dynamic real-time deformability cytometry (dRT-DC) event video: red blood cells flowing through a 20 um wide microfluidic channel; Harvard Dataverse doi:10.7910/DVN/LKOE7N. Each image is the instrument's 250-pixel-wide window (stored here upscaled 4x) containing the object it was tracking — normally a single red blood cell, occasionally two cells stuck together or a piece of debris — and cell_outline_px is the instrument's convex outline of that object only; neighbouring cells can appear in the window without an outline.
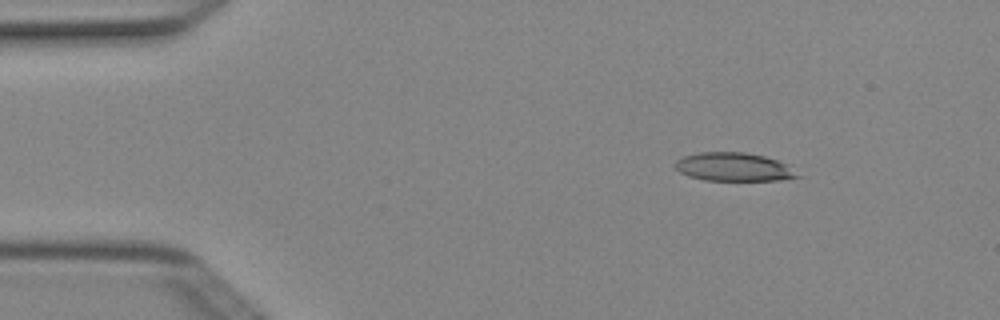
{"species": "Egyptian fruit bat (a non-hibernating species)", "species_latin": "Rousettus aegyptiacus", "temperature_condition": "cold", "stored_images_in_passage": 4, "camera_frame_rate_fps": 3000, "um_per_image_px": 0.085, "animal": {"sex": "female"}, "frame": {"image": 1, "passage_image": 2, "time_ms": 0.333, "image_size_px": [1000, 320], "cell_outline_px": [[800, 176], [780, 180], [704, 180], [688, 176], [680, 172], [672, 164], [676, 160], [684, 156], [700, 152], [744, 152], [764, 156], [776, 160], [784, 164]], "centroid_in_image_um": [62.28, 14.19], "position_along_channel_um": 22.7, "area_um2": 20.0}}